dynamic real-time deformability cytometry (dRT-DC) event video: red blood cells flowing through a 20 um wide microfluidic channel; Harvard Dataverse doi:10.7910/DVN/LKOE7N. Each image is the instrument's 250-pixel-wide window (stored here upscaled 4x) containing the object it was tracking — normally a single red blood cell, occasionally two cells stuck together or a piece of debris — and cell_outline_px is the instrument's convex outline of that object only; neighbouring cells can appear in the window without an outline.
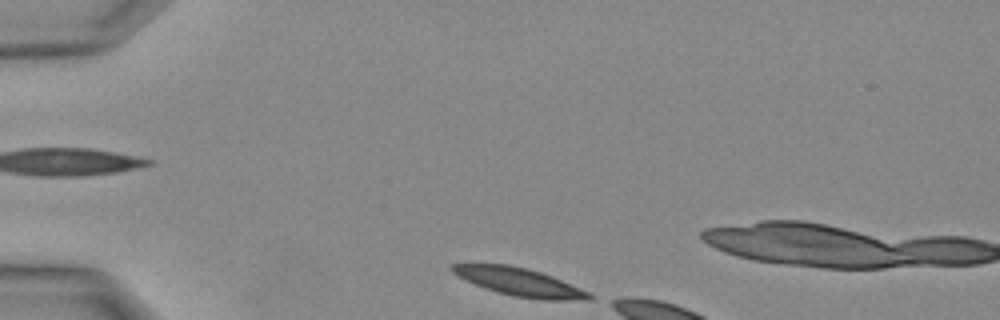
{"species": "Egyptian fruit bat (a non-hibernating species)", "species_latin": "Rousettus aegyptiacus", "temperature_condition": "warm", "stored_images_in_passage": 4, "camera_frame_rate_fps": 3000, "um_per_image_px": 0.085, "animal": {"sex": "female"}, "frame": {"image": 1, "passage_image": 1, "time_ms": 0.0, "image_size_px": [1000, 320], "cell_outline_px": [[596, 296], [592, 300], [544, 300], [512, 296], [496, 292], [484, 288], [464, 280], [452, 272], [448, 268], [452, 264], [508, 264], [528, 268], [552, 276], [588, 292]], "centroid_in_image_um": [44.14, 23.97], "position_along_channel_um": 40.9, "area_um2": 22.48}}